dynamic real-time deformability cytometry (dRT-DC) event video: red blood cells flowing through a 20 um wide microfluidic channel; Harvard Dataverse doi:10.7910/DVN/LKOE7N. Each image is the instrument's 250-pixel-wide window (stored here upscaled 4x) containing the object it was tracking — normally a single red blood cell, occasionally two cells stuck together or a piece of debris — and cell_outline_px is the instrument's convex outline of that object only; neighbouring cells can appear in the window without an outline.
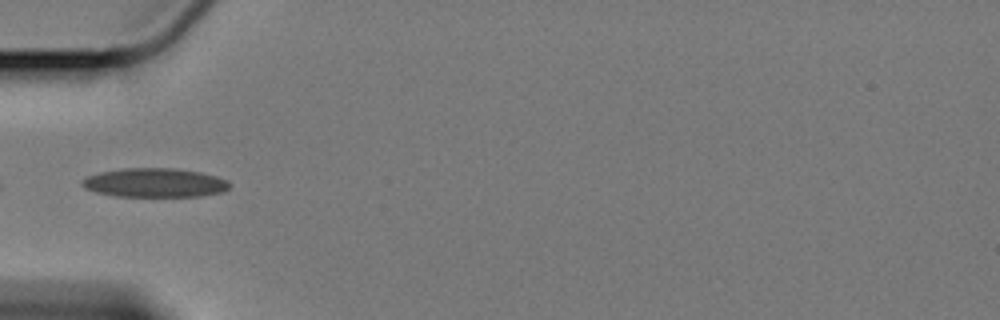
{"species": "Egyptian fruit bat (a non-hibernating species)", "species_latin": "Rousettus aegyptiacus", "temperature_condition": "cold", "stored_images_in_passage": 3, "camera_frame_rate_fps": 3000, "um_per_image_px": 0.085, "animal": {"sex": "female"}, "frame": {"image": 1, "passage_image": 1, "time_ms": 0.0, "image_size_px": [1000, 320], "cell_outline_px": [[232, 184], [224, 192], [200, 196], [116, 196], [96, 192], [84, 188], [80, 184], [80, 180], [88, 176], [100, 172], [124, 168], [172, 168], [200, 172], [216, 176], [228, 180]], "centroid_in_image_um": [13.16, 15.53], "position_along_channel_um": 71.8, "area_um2": 25.03}}